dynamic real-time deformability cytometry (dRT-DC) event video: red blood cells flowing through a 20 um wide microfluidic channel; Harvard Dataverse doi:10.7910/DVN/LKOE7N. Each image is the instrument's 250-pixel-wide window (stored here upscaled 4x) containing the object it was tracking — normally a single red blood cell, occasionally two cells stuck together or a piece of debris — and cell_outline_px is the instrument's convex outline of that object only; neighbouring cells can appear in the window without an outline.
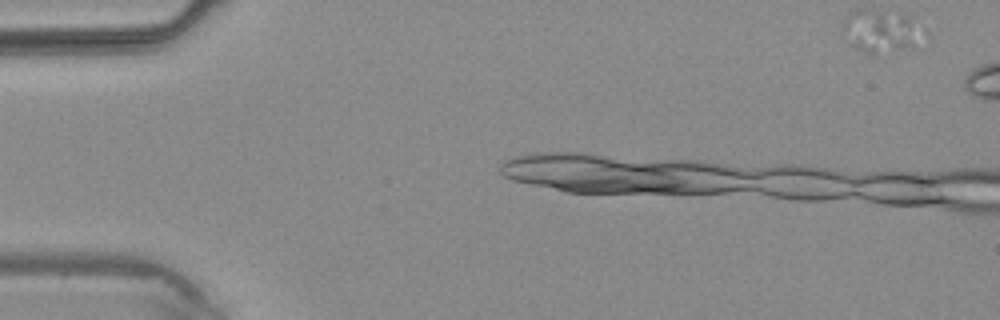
{"species": "common noctule bat (a hibernating species)", "species_latin": "Nyctalus noctula", "temperature_condition": "warm", "stored_images_in_passage": 5, "camera_frame_rate_fps": 3000, "um_per_image_px": 0.085, "animal": {"sex": "male", "body_mass_g": 20.4}, "frame": {"image": 1, "passage_image": 1, "time_ms": 0.0, "image_size_px": [1000, 320], "cell_outline_px": [[916, 24], [908, 48], [872, 56], [868, 56], [856, 48], [856, 40], [876, 12], [880, 12], [912, 16]], "centroid_in_image_um": [75.32, 2.89], "position_along_channel_um": 9.7, "area_um2": 13.81}}